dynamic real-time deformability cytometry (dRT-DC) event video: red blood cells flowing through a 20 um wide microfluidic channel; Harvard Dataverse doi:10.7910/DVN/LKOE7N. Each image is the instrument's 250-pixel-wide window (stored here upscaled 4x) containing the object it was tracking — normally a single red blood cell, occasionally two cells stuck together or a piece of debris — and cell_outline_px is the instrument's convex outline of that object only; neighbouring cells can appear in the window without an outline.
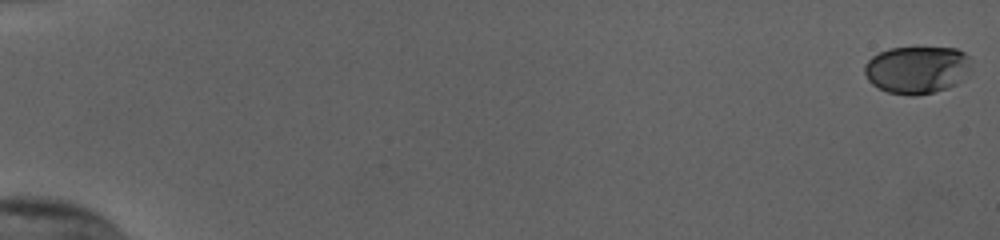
{"species": "human", "species_latin": "Homo sapiens", "temperature_condition": "cold", "stored_images_in_passage": 56, "camera_frame_rate_fps": 3000, "um_per_image_px": 0.085, "donor": {"sex": "female"}, "frame": {"image": 1, "passage_image": 1, "time_ms": 0.0, "image_size_px": [1000, 240], "cell_outline_px": [[972, 72], [956, 84], [948, 88], [936, 92], [916, 96], [908, 96], [888, 92], [872, 84], [868, 80], [864, 72], [864, 64], [872, 56], [888, 48], [956, 48], [964, 52], [968, 56]], "centroid_in_image_um": [77.96, 5.94], "position_along_channel_um": 7.0, "area_um2": 29.88}}
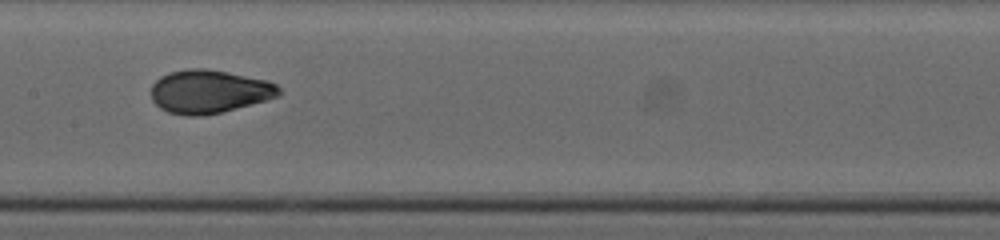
{"frame": {"image": 2, "passage_image": 31, "time_ms": 10.0, "image_size_px": [1000, 240], "cell_outline_px": [[280, 96], [268, 100], [204, 116], [184, 116], [168, 112], [160, 108], [152, 100], [152, 84], [160, 76], [168, 72], [192, 68], [204, 68], [228, 72], [268, 80], [276, 84], [280, 88]], "centroid_in_image_um": [17.78, 7.78], "position_along_channel_um": 189.6, "area_um2": 32.48}}
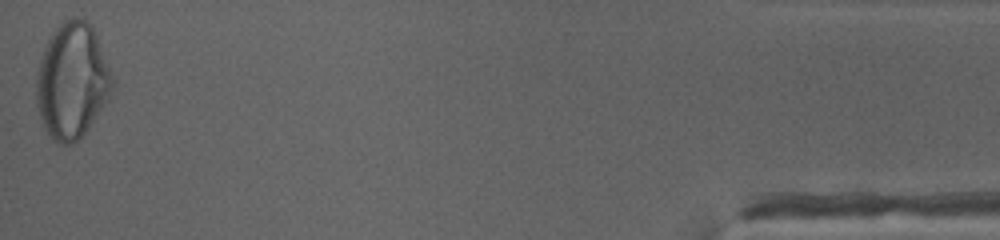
{"frame": {"image": 3, "passage_image": 56, "time_ms": 18.333, "image_size_px": [1000, 240], "cell_outline_px": [[116, 84], [108, 100], [88, 128], [72, 144], [56, 144], [52, 140], [44, 128], [36, 104], [36, 72], [44, 48], [52, 32], [64, 20], [72, 16], [76, 16], [88, 20], [96, 36]], "centroid_in_image_um": [6.12, 6.88], "position_along_channel_um": 429.1, "area_um2": 51.33}, "authors_computed_cell_mechanics": {"area_um2": 31.9345, "velocity_mm_per_s": 3.8305, "shape_relaxation_time_tau1_ms": 6.6125, "shape_relaxation_time_tau2_ms": null, "deformation_change_tau1": 0.2119, "deformation_change_tau2": null}}